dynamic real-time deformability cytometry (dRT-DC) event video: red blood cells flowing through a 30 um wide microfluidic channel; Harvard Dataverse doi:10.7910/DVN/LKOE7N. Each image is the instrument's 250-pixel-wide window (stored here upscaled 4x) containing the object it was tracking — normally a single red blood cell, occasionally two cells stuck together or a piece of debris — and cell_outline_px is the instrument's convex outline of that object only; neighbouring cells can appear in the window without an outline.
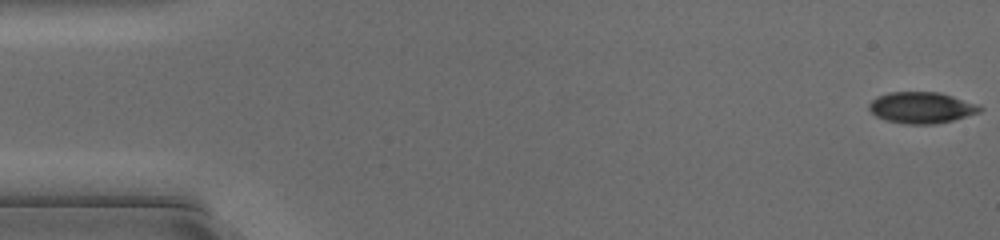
{"species": "common noctule bat (a hibernating species)", "species_latin": "Nyctalus noctula", "temperature_condition": "cold", "stored_images_in_passage": 29, "camera_frame_rate_fps": 3000, "um_per_image_px": 0.085, "animal": {"sex": "female", "body_mass_g": 17.0, "forearm_length_mm": 48.0}, "frame": {"image": 1, "passage_image": 1, "time_ms": 0.0, "image_size_px": [1000, 240], "cell_outline_px": [[984, 108], [980, 112], [952, 120], [936, 124], [904, 124], [884, 120], [876, 116], [868, 108], [868, 104], [876, 96], [888, 92], [940, 92], [980, 104]], "centroid_in_image_um": [78.33, 9.14], "position_along_channel_um": 6.7, "area_um2": 20.46}}
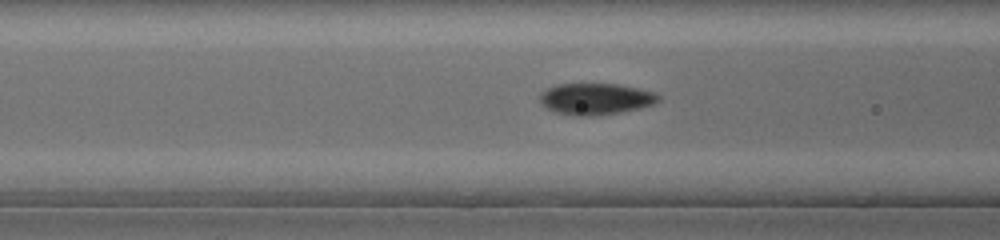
{"frame": {"image": 2, "passage_image": 19, "time_ms": 6.0, "image_size_px": [1000, 240], "cell_outline_px": [[660, 100], [652, 104], [640, 108], [620, 112], [592, 116], [576, 116], [552, 112], [540, 100], [540, 92], [556, 84], [620, 84], [656, 92], [660, 96]], "centroid_in_image_um": [50.64, 8.4], "position_along_channel_um": 116.0, "area_um2": 21.79}}
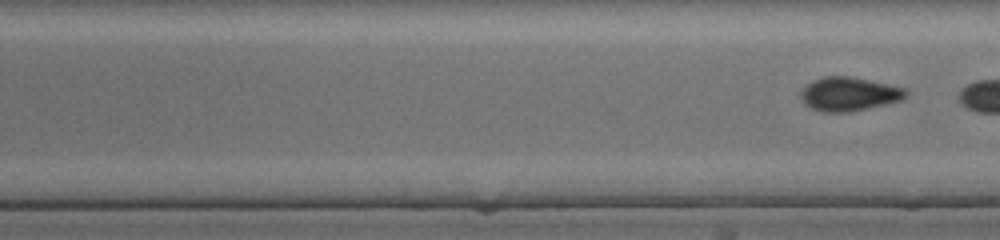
{"frame": {"image": 3, "passage_image": 29, "time_ms": 9.333, "image_size_px": [1000, 240], "cell_outline_px": [[908, 96], [900, 100], [848, 112], [824, 112], [812, 108], [804, 104], [800, 100], [800, 92], [812, 80], [824, 76], [852, 76], [888, 84], [904, 88], [908, 92]], "centroid_in_image_um": [72.13, 7.98], "position_along_channel_um": 216.9, "area_um2": 20.58}}